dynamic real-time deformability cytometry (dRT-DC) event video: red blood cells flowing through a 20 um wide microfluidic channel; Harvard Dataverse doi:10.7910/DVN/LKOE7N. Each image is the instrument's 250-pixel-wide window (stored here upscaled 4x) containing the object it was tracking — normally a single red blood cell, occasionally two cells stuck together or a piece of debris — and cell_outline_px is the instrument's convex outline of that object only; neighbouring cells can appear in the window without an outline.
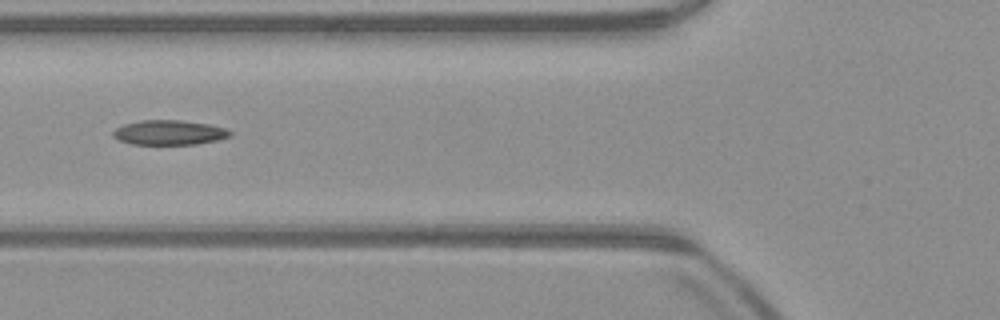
{"species": "common noctule bat (a hibernating species)", "species_latin": "Nyctalus noctula", "temperature_condition": "warm", "stored_images_in_passage": 45, "camera_frame_rate_fps": 3000, "um_per_image_px": 0.085, "animal": {"sex": "male", "body_mass_g": 23.1, "forearm_length_mm": 52.7}, "frame": {"image": 1, "passage_image": 13, "time_ms": 4.0, "image_size_px": [1000, 320], "cell_outline_px": [[232, 136], [216, 140], [196, 144], [132, 144], [120, 140], [112, 136], [112, 132], [116, 128], [124, 124], [140, 120], [180, 120], [208, 124], [228, 128], [232, 132]], "centroid_in_image_um": [14.4, 11.26], "position_along_channel_um": 111.4, "area_um2": 16.88}}
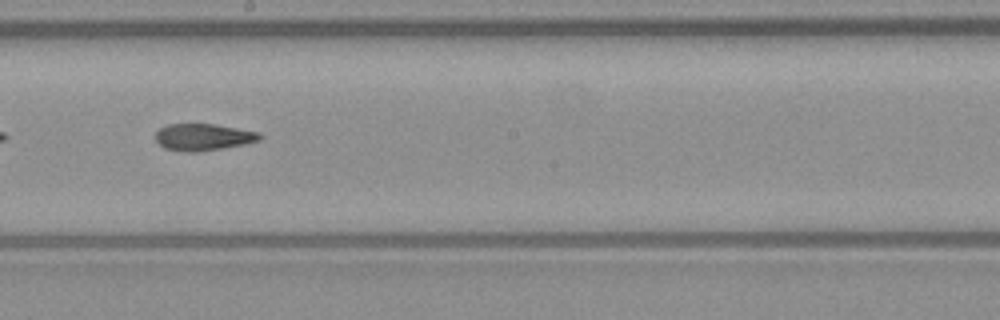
{"frame": {"image": 2, "passage_image": 22, "time_ms": 7.0, "image_size_px": [1000, 320], "cell_outline_px": [[260, 140], [244, 144], [196, 152], [188, 152], [164, 148], [156, 140], [156, 132], [160, 128], [168, 124], [216, 124], [260, 132]], "centroid_in_image_um": [17.27, 11.64], "position_along_channel_um": 230.9, "area_um2": 16.13}}
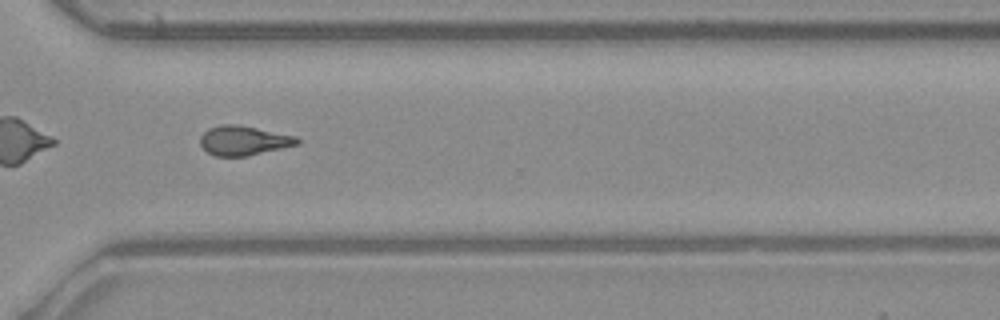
{"frame": {"image": 3, "passage_image": 31, "time_ms": 10.0, "image_size_px": [1000, 320], "cell_outline_px": [[300, 144], [284, 148], [244, 156], [216, 156], [208, 152], [200, 144], [200, 136], [208, 128], [220, 124], [236, 124], [296, 136], [300, 140]], "centroid_in_image_um": [20.71, 11.94], "position_along_channel_um": 349.9, "area_um2": 16.59}, "authors_computed_cell_mechanics": {"area_um2": 16.8776, "velocity_mm_per_s": 3.9692, "shape_relaxation_time_tau1_ms": null, "shape_relaxation_time_tau2_ms": 4.4354, "deformation_change_tau1": null, "deformation_change_tau2": 0.1334}}